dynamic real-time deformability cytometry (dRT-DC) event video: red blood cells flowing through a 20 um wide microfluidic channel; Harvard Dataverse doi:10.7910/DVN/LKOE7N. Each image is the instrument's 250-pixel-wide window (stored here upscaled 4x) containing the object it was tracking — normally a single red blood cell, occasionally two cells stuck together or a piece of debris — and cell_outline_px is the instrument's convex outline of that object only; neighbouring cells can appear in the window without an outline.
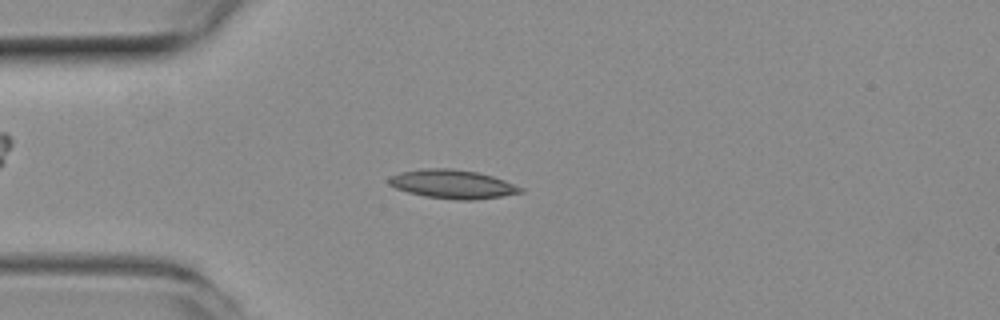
{"species": "common noctule bat (a hibernating species)", "species_latin": "Nyctalus noctula", "temperature_condition": "room temperature", "stored_images_in_passage": 50, "camera_frame_rate_fps": 3000, "um_per_image_px": 0.085, "animal": {"sex": "female", "body_mass_g": 19.3, "forearm_length_mm": 54.1}, "frame": {"image": 1, "passage_image": 12, "time_ms": 3.667, "image_size_px": [1000, 320], "cell_outline_px": [[524, 192], [476, 200], [456, 200], [424, 196], [408, 192], [396, 188], [388, 184], [388, 176], [400, 172], [420, 168], [452, 168], [476, 172], [492, 176], [504, 180], [524, 188]], "centroid_in_image_um": [38.43, 15.65], "position_along_channel_um": 46.6, "area_um2": 22.2}}
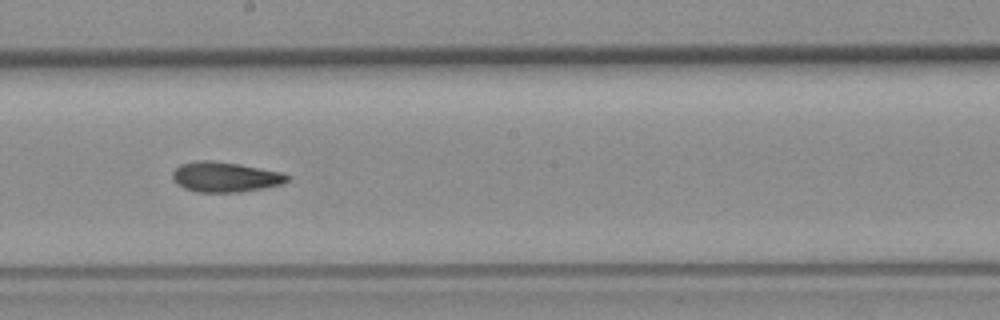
{"frame": {"image": 2, "passage_image": 27, "time_ms": 8.667, "image_size_px": [1000, 320], "cell_outline_px": [[292, 176], [284, 184], [264, 188], [240, 192], [196, 192], [184, 188], [176, 184], [172, 180], [172, 172], [180, 164], [196, 160], [212, 160], [284, 172]], "centroid_in_image_um": [19.14, 15.04], "position_along_channel_um": 229.1, "area_um2": 20.4}}
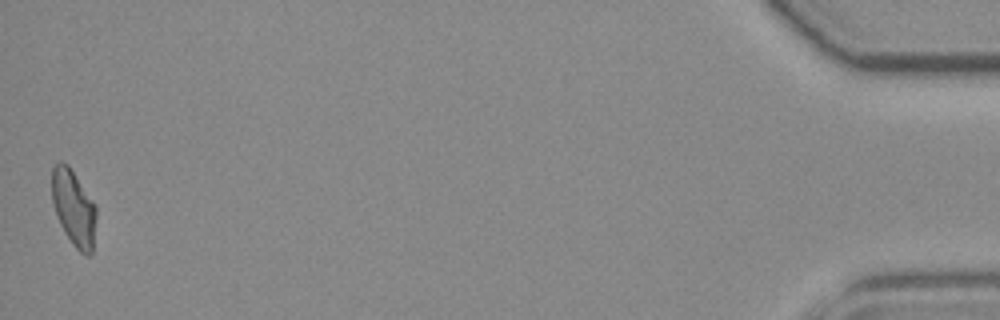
{"frame": {"image": 3, "passage_image": 50, "time_ms": 16.333, "image_size_px": [1000, 320], "cell_outline_px": [[96, 216], [92, 252], [88, 256], [84, 256], [72, 244], [64, 232], [56, 216], [52, 200], [52, 168], [60, 160], [68, 164], [96, 204]], "centroid_in_image_um": [6.26, 17.67], "position_along_channel_um": 428.9, "area_um2": 19.83}, "authors_computed_cell_mechanics": {"area_um2": 19.941, "velocity_mm_per_s": 3.938, "shape_relaxation_time_tau1_ms": 10.6383, "shape_relaxation_time_tau2_ms": 4.2153, "deformation_change_tau1": 0.275, "deformation_change_tau2": 0.0999}}